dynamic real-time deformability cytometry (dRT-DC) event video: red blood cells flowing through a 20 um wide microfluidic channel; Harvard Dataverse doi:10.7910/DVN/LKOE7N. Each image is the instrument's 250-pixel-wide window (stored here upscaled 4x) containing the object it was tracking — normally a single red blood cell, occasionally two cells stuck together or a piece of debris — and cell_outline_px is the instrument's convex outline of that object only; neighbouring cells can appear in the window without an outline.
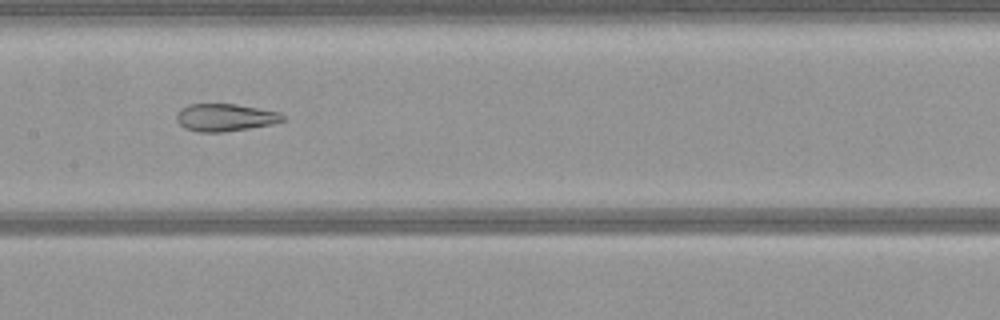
{"species": "common noctule bat (a hibernating species)", "species_latin": "Nyctalus noctula", "temperature_condition": "warm", "stored_images_in_passage": 52, "camera_frame_rate_fps": 3000, "um_per_image_px": 0.085, "animal": {"sex": "female", "body_mass_g": 21.9}, "frame": {"image": 1, "passage_image": 25, "time_ms": 8.0, "image_size_px": [1000, 320], "cell_outline_px": [[284, 120], [272, 124], [224, 132], [200, 132], [184, 128], [176, 120], [176, 116], [180, 108], [188, 104], [236, 104], [280, 112], [284, 116]], "centroid_in_image_um": [19.11, 9.98], "position_along_channel_um": 188.3, "area_um2": 16.99}}
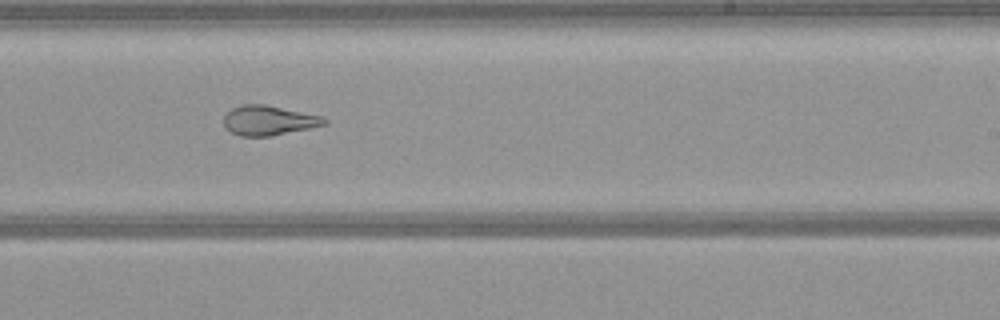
{"frame": {"image": 2, "passage_image": 31, "time_ms": 10.0, "image_size_px": [1000, 320], "cell_outline_px": [[328, 120], [324, 124], [308, 128], [272, 136], [240, 136], [232, 132], [224, 124], [224, 116], [232, 108], [244, 104], [264, 104], [324, 116]], "centroid_in_image_um": [22.85, 10.23], "position_along_channel_um": 266.2, "area_um2": 17.22}}
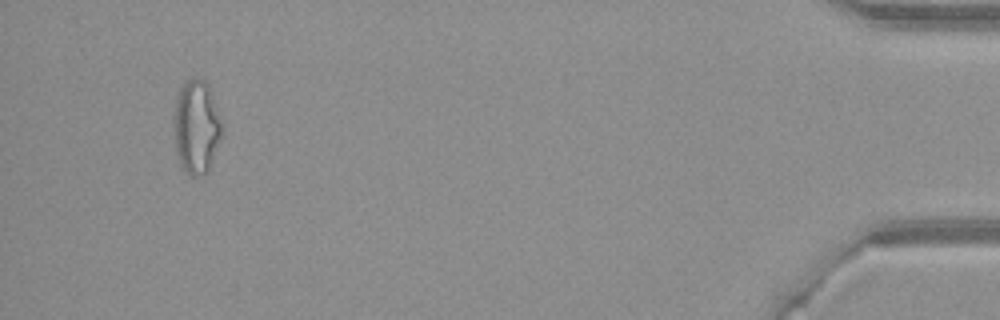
{"frame": {"image": 3, "passage_image": 49, "time_ms": 16.0, "image_size_px": [1000, 320], "cell_outline_px": [[224, 128], [220, 140], [208, 172], [204, 176], [192, 176], [180, 164], [176, 156], [172, 124], [172, 120], [176, 96], [180, 88], [188, 80], [196, 76], [204, 80], [208, 84]], "centroid_in_image_um": [16.67, 10.79], "position_along_channel_um": 418.5, "area_um2": 26.82}}